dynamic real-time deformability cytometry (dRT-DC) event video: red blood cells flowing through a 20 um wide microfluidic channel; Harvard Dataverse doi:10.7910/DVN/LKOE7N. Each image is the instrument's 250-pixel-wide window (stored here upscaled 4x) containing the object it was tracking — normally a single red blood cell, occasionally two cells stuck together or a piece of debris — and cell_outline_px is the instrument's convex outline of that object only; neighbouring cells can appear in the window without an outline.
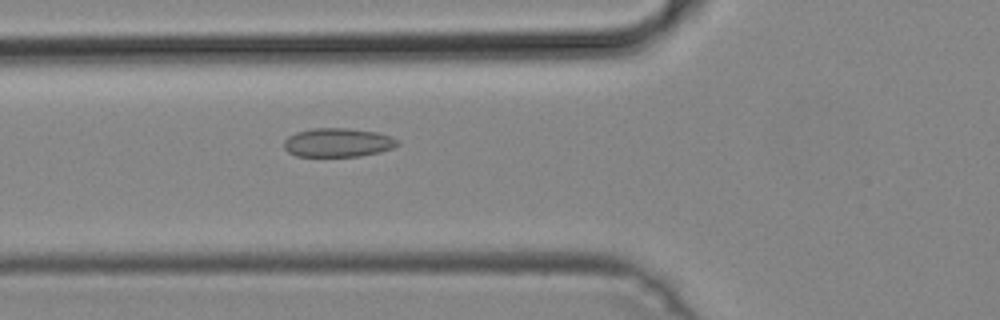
{"species": "common noctule bat (a hibernating species)", "species_latin": "Nyctalus noctula", "temperature_condition": "cold", "stored_images_in_passage": 40, "camera_frame_rate_fps": 3000, "um_per_image_px": 0.085, "animal": {"sex": "male", "body_mass_g": 19.2, "forearm_length_mm": 51.8}, "frame": {"image": 1, "passage_image": 8, "time_ms": 2.333, "image_size_px": [1000, 320], "cell_outline_px": [[400, 144], [392, 148], [380, 152], [360, 156], [296, 156], [288, 152], [284, 148], [284, 140], [288, 136], [296, 132], [312, 128], [348, 128], [376, 132], [388, 136], [396, 140]], "centroid_in_image_um": [28.68, 12.12], "position_along_channel_um": 97.1, "area_um2": 19.02}}
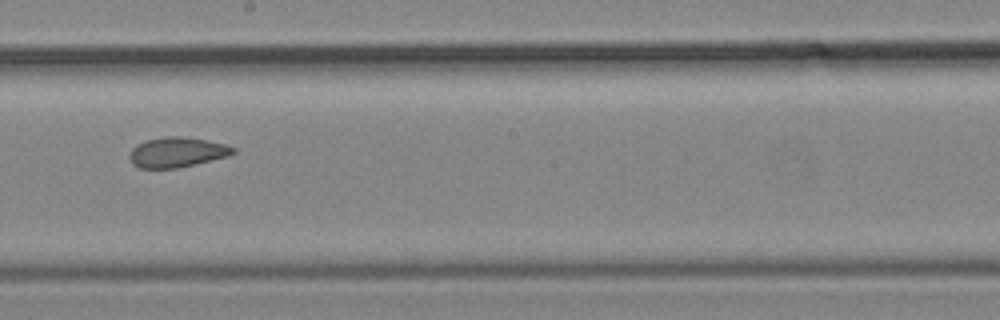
{"frame": {"image": 2, "passage_image": 18, "time_ms": 5.667, "image_size_px": [1000, 320], "cell_outline_px": [[236, 152], [228, 156], [176, 168], [140, 168], [132, 164], [128, 156], [132, 148], [136, 144], [144, 140], [164, 136], [180, 136], [208, 140], [224, 144], [236, 148]], "centroid_in_image_um": [15.01, 12.93], "position_along_channel_um": 233.2, "area_um2": 18.21}}
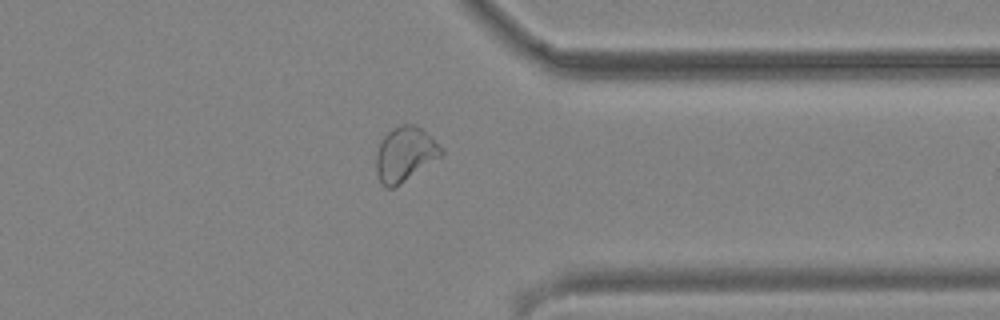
{"frame": {"image": 3, "passage_image": 29, "time_ms": 9.333, "image_size_px": [1000, 320], "cell_outline_px": [[444, 156], [400, 184], [392, 188], [384, 188], [380, 184], [376, 172], [376, 156], [380, 140], [392, 128], [400, 124], [416, 124], [444, 148]], "centroid_in_image_um": [34.44, 13.12], "position_along_channel_um": 377.0, "area_um2": 21.15}}